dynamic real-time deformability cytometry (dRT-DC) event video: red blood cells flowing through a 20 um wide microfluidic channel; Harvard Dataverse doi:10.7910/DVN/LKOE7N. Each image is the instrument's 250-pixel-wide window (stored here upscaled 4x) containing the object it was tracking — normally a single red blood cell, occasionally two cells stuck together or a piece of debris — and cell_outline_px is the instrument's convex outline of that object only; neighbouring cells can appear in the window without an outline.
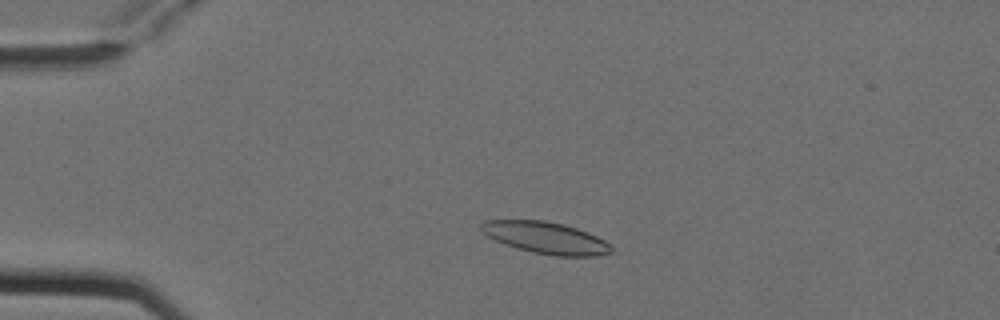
{"species": "Egyptian fruit bat (a non-hibernating species)", "species_latin": "Rousettus aegyptiacus", "temperature_condition": "cold", "stored_images_in_passage": 4, "camera_frame_rate_fps": 3000, "um_per_image_px": 0.085, "animal": {"sex": "female"}, "frame": {"image": 1, "passage_image": 3, "time_ms": 0.667, "image_size_px": [1000, 320], "cell_outline_px": [[612, 252], [596, 256], [556, 256], [532, 252], [516, 248], [504, 244], [488, 236], [480, 228], [480, 224], [484, 220], [544, 220], [576, 228], [588, 232], [612, 244]], "centroid_in_image_um": [46.4, 20.22], "position_along_channel_um": 38.6, "area_um2": 23.99}}